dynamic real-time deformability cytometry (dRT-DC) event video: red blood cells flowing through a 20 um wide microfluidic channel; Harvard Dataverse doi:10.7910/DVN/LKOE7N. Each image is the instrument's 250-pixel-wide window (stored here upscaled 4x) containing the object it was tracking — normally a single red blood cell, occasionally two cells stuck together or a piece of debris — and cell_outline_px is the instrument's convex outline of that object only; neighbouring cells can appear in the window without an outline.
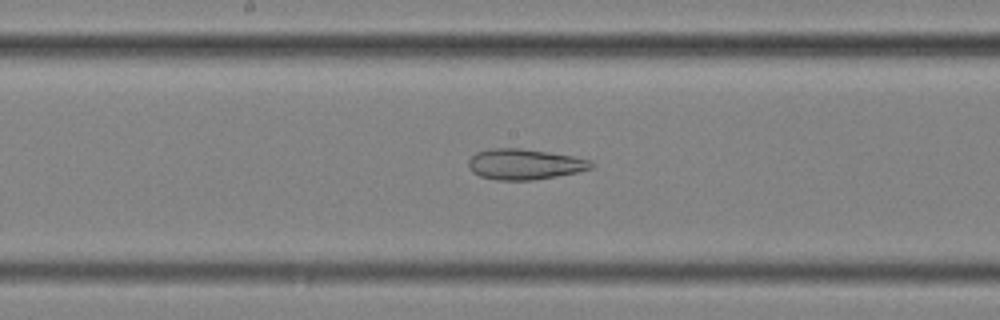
{"species": "common noctule bat (a hibernating species)", "species_latin": "Nyctalus noctula", "temperature_condition": "cold", "stored_images_in_passage": 49, "camera_frame_rate_fps": 3000, "um_per_image_px": 0.085, "animal": {"sex": "female", "body_mass_g": 25.1}, "frame": {"image": 1, "passage_image": 30, "time_ms": 9.667, "image_size_px": [1000, 320], "cell_outline_px": [[596, 164], [592, 168], [576, 172], [556, 176], [532, 180], [496, 180], [480, 176], [472, 172], [468, 168], [468, 160], [476, 152], [492, 148], [520, 148], [548, 152], [572, 156], [592, 160]], "centroid_in_image_um": [44.58, 13.96], "position_along_channel_um": 203.6, "area_um2": 21.96}}
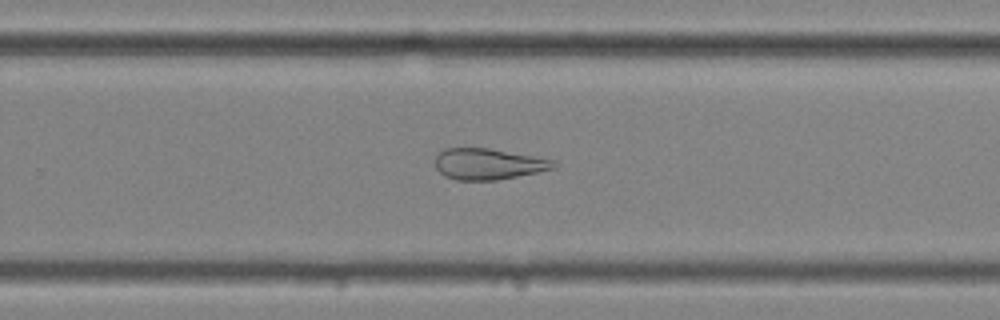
{"frame": {"image": 2, "passage_image": 37, "time_ms": 12.0, "image_size_px": [1000, 320], "cell_outline_px": [[556, 164], [552, 168], [536, 172], [496, 180], [456, 180], [444, 176], [436, 168], [436, 156], [444, 148], [488, 148], [532, 156], [552, 160]], "centroid_in_image_um": [41.43, 13.94], "position_along_channel_um": 288.4, "area_um2": 21.04}}
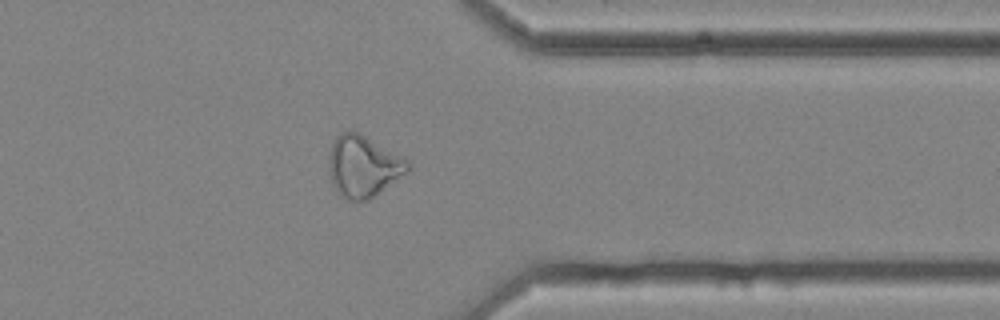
{"frame": {"image": 3, "passage_image": 45, "time_ms": 14.667, "image_size_px": [1000, 320], "cell_outline_px": [[412, 168], [408, 172], [376, 196], [368, 200], [348, 200], [340, 196], [336, 192], [332, 184], [328, 156], [332, 144], [336, 136], [340, 132], [352, 128], [360, 132], [408, 160], [412, 164]], "centroid_in_image_um": [30.89, 14.12], "position_along_channel_um": 380.5, "area_um2": 28.84}}